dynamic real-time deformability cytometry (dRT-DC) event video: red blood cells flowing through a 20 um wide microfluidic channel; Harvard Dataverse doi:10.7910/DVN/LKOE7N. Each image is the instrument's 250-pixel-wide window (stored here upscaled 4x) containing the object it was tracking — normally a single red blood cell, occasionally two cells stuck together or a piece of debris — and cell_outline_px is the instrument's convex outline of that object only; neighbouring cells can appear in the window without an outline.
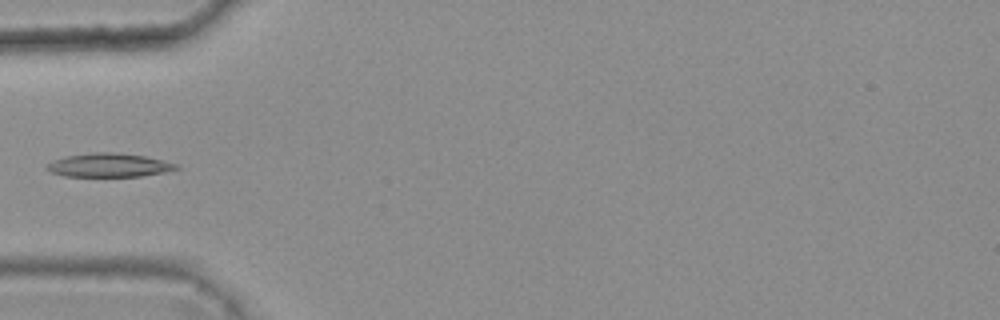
{"species": "common noctule bat (a hibernating species)", "species_latin": "Nyctalus noctula", "temperature_condition": "warm", "stored_images_in_passage": 5, "camera_frame_rate_fps": 3000, "um_per_image_px": 0.085, "animal": {"sex": "female", "body_mass_g": 25.1}, "frame": {"image": 1, "passage_image": 5, "time_ms": 1.333, "image_size_px": [1000, 320], "cell_outline_px": [[180, 168], [164, 172], [140, 176], [64, 176], [52, 172], [44, 168], [52, 160], [64, 156], [92, 152], [112, 152], [144, 156], [164, 160], [176, 164]], "centroid_in_image_um": [9.23, 14.03], "position_along_channel_um": 75.8, "area_um2": 17.8}}